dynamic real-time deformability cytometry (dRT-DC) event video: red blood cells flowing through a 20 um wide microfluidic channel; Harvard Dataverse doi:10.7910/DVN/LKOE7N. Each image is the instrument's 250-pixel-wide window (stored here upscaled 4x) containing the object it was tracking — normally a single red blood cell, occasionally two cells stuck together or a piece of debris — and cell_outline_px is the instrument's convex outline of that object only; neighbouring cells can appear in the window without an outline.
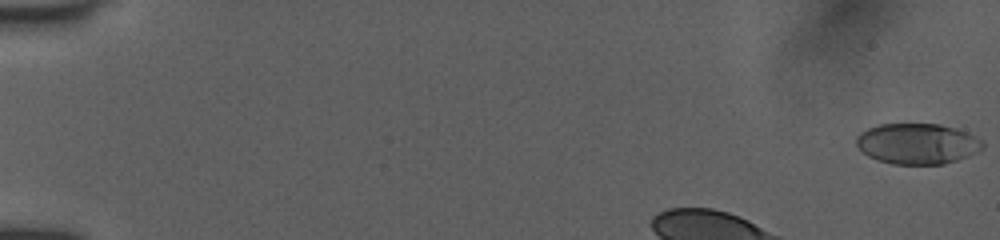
{"species": "human", "species_latin": "Homo sapiens", "temperature_condition": "room temperature", "stored_images_in_passage": 20, "camera_frame_rate_fps": 3000, "um_per_image_px": 0.085, "donor": {"sex": "female"}, "frame": {"image": 1, "passage_image": 1, "time_ms": 0.0, "image_size_px": [1000, 240], "cell_outline_px": [[984, 148], [980, 152], [944, 164], [892, 164], [876, 160], [868, 156], [856, 144], [856, 136], [868, 128], [880, 124], [936, 124], [952, 128], [964, 132], [972, 136], [984, 144]], "centroid_in_image_um": [77.95, 12.23], "position_along_channel_um": 7.1, "area_um2": 29.65}}